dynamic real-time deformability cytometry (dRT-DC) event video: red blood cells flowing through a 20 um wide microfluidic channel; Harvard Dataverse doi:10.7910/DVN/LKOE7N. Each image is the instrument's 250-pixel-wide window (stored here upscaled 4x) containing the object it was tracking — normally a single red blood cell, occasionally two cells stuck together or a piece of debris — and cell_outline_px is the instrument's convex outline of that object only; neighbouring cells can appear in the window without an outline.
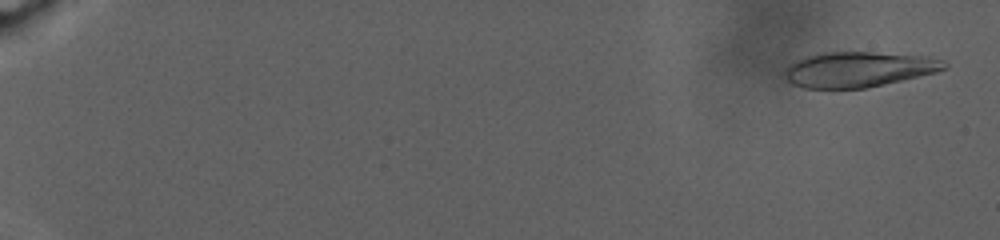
{"species": "human", "species_latin": "Homo sapiens", "temperature_condition": "warm", "stored_images_in_passage": 61, "camera_frame_rate_fps": 3000, "um_per_image_px": 0.085, "donor": {"sex": "male"}, "frame": {"image": 1, "passage_image": 6, "time_ms": 1.0, "image_size_px": [1000, 240], "cell_outline_px": [[948, 68], [936, 72], [868, 88], [804, 88], [792, 84], [784, 76], [784, 68], [788, 64], [800, 56], [820, 52], [876, 52], [928, 56], [944, 60], [948, 64]], "centroid_in_image_um": [72.94, 5.88], "position_along_channel_um": 12.1, "area_um2": 33.41}}
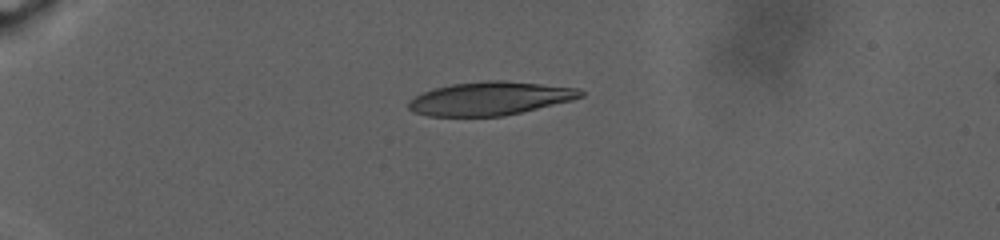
{"frame": {"image": 2, "passage_image": 46, "time_ms": 8.667, "image_size_px": [1000, 240], "cell_outline_px": [[584, 96], [572, 100], [504, 116], [428, 116], [412, 112], [408, 108], [408, 100], [432, 88], [452, 84], [484, 80], [504, 80], [580, 88], [584, 92]], "centroid_in_image_um": [41.64, 8.36], "position_along_channel_um": 43.4, "area_um2": 33.64}}